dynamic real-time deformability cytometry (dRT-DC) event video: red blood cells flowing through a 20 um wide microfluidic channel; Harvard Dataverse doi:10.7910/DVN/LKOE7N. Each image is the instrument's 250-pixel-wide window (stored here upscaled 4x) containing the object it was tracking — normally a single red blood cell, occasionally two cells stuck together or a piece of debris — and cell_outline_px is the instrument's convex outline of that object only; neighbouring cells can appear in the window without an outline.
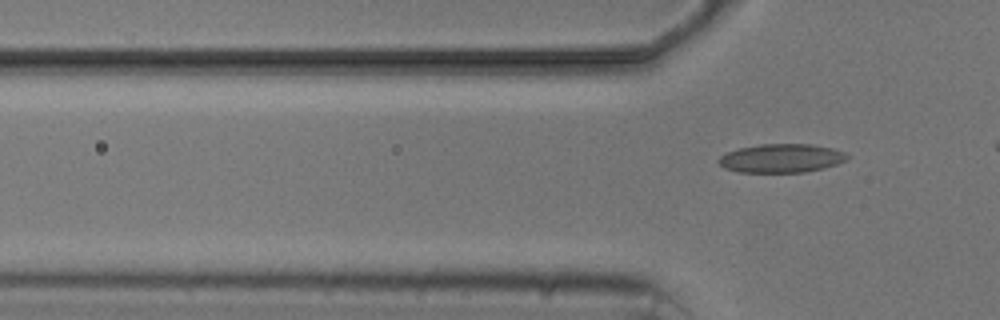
{"species": "common noctule bat (a hibernating species)", "species_latin": "Nyctalus noctula", "temperature_condition": "cold", "stored_images_in_passage": 3, "camera_frame_rate_fps": 3000, "um_per_image_px": 0.085, "animal": {"sex": "male", "body_mass_g": 20.5, "forearm_length_mm": 52.5}, "frame": {"image": 1, "passage_image": 3, "time_ms": 3.0, "image_size_px": [1000, 320], "cell_outline_px": [[848, 156], [844, 160], [836, 164], [824, 168], [804, 172], [740, 172], [724, 168], [716, 160], [720, 156], [728, 152], [740, 148], [760, 144], [812, 144], [832, 148], [844, 152]], "centroid_in_image_um": [66.39, 13.45], "position_along_channel_um": 59.4, "area_um2": 21.33}}